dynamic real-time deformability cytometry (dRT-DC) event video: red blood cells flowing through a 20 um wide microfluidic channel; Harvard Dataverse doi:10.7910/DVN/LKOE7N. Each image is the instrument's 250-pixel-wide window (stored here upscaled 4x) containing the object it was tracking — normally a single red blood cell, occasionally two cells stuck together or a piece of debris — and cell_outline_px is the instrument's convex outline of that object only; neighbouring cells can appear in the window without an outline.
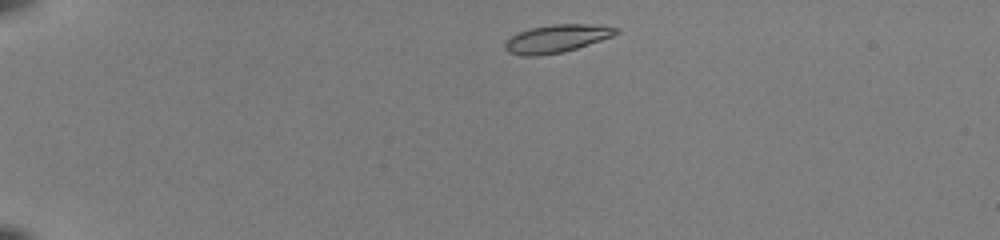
{"species": "common noctule bat (a hibernating species)", "species_latin": "Nyctalus noctula", "temperature_condition": "room temperature", "stored_images_in_passage": 42, "camera_frame_rate_fps": 3000, "um_per_image_px": 0.085, "animal": {"sex": "female", "body_mass_g": 22.0, "forearm_length_mm": 56.7}, "frame": {"image": 1, "passage_image": 2, "time_ms": 0.333, "image_size_px": [1000, 240], "cell_outline_px": [[620, 32], [612, 36], [564, 52], [540, 56], [524, 56], [508, 52], [504, 48], [504, 44], [516, 32], [532, 28], [552, 24], [584, 24], [620, 28]], "centroid_in_image_um": [47.29, 3.29], "position_along_channel_um": 37.7, "area_um2": 17.92}}
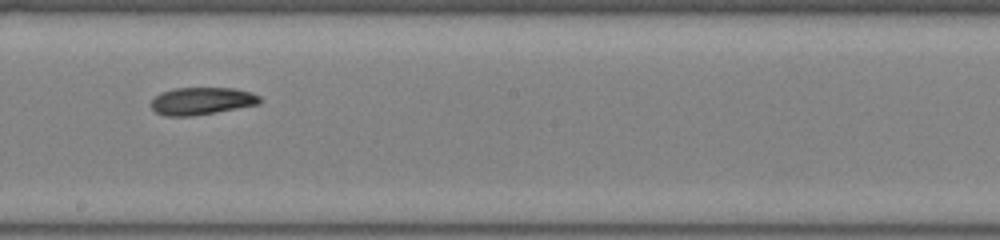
{"frame": {"image": 2, "passage_image": 22, "time_ms": 7.0, "image_size_px": [1000, 240], "cell_outline_px": [[260, 104], [216, 112], [192, 116], [164, 116], [156, 112], [152, 108], [152, 100], [160, 92], [176, 88], [232, 88], [252, 92], [260, 96]], "centroid_in_image_um": [17.15, 8.58], "position_along_channel_um": 231.0, "area_um2": 17.34}}
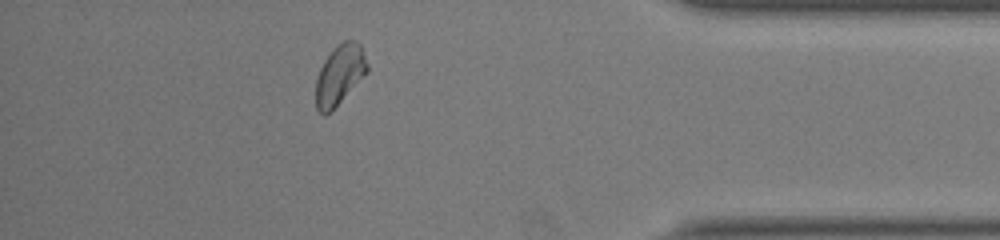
{"frame": {"image": 3, "passage_image": 37, "time_ms": 12.0, "image_size_px": [1000, 240], "cell_outline_px": [[368, 72], [324, 116], [316, 108], [316, 80], [320, 68], [324, 60], [332, 48], [336, 44], [344, 40], [356, 40], [360, 44], [364, 52], [368, 64]], "centroid_in_image_um": [28.87, 6.28], "position_along_channel_um": 406.3, "area_um2": 17.74}, "authors_computed_cell_mechanics": {"area_um2": 17.8602, "velocity_mm_per_s": 3.9841, "shape_relaxation_time_tau1_ms": 2.4588, "shape_relaxation_time_tau2_ms": 4.6652, "deformation_change_tau1": 0.0978, "deformation_change_tau2": 0.0962}}